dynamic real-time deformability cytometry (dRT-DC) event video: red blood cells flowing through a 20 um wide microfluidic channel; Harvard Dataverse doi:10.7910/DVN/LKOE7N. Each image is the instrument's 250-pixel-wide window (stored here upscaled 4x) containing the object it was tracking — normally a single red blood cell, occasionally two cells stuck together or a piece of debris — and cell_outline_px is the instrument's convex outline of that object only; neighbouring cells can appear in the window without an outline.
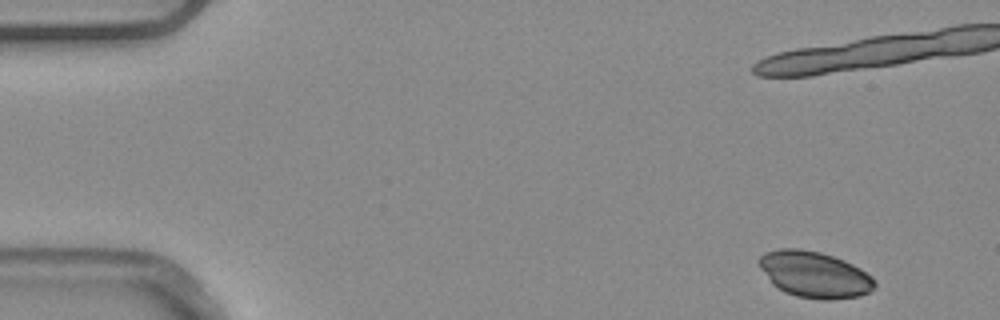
{"species": "common noctule bat (a hibernating species)", "species_latin": "Nyctalus noctula", "temperature_condition": "warm", "stored_images_in_passage": 6, "segment_of_instrument_passage": [1, 2], "camera_frame_rate_fps": 3000, "um_per_image_px": 0.085, "animal": {"sex": "male", "body_mass_g": 20.4}, "frame": {"image": 1, "passage_image": 1, "time_ms": 0.0, "image_size_px": [1000, 320], "cell_outline_px": [[876, 284], [868, 292], [860, 296], [832, 300], [820, 300], [796, 296], [784, 292], [772, 284], [760, 268], [756, 260], [764, 252], [776, 248], [800, 248], [820, 252], [844, 260], [860, 268], [872, 276], [876, 280]], "centroid_in_image_um": [69.2, 23.33], "position_along_channel_um": 15.8, "area_um2": 31.5}}